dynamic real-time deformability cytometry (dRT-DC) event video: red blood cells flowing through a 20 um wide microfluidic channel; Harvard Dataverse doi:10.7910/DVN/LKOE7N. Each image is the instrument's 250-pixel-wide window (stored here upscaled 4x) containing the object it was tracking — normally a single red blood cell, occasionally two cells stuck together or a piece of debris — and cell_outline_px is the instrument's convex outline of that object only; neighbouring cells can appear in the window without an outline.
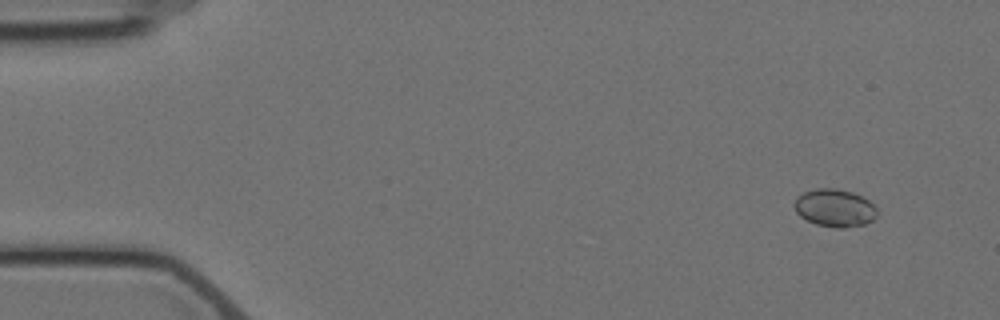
{"species": "Egyptian fruit bat (a non-hibernating species)", "species_latin": "Rousettus aegyptiacus", "temperature_condition": "cold", "stored_images_in_passage": 2, "camera_frame_rate_fps": 3000, "um_per_image_px": 0.085, "animal": {"sex": "female"}, "frame": {"image": 1, "passage_image": 2, "time_ms": 2.0, "image_size_px": [1000, 320], "cell_outline_px": [[876, 216], [872, 220], [864, 224], [844, 228], [836, 228], [816, 224], [800, 216], [796, 212], [792, 204], [796, 196], [804, 192], [816, 188], [836, 188], [852, 192], [868, 200], [876, 208]], "centroid_in_image_um": [70.9, 17.67], "position_along_channel_um": 14.1, "area_um2": 18.21}}